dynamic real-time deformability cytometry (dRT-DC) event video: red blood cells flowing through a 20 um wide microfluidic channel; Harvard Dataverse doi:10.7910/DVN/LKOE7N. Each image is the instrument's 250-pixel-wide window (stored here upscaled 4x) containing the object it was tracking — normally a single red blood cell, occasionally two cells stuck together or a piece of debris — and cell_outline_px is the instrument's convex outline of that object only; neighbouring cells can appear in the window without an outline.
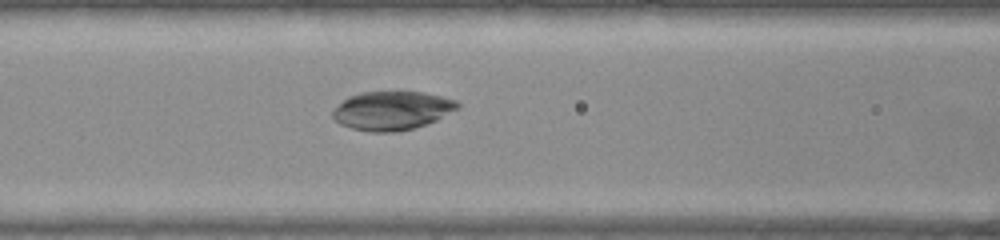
{"species": "common noctule bat (a hibernating species)", "species_latin": "Nyctalus noctula", "temperature_condition": "warm", "stored_images_in_passage": 46, "camera_frame_rate_fps": 3000, "um_per_image_px": 0.085, "animal": {"sex": "female", "body_mass_g": 22.0, "forearm_length_mm": 56.7}, "frame": {"image": 1, "passage_image": 16, "time_ms": 5.0, "image_size_px": [1000, 240], "cell_outline_px": [[460, 108], [436, 120], [412, 128], [396, 132], [368, 132], [352, 128], [340, 124], [332, 116], [332, 112], [348, 96], [360, 92], [424, 92], [456, 100], [460, 104]], "centroid_in_image_um": [33.33, 9.4], "position_along_channel_um": 133.3, "area_um2": 28.03}}
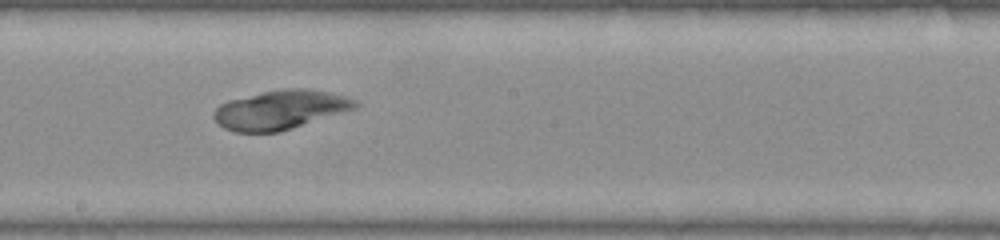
{"frame": {"image": 2, "passage_image": 23, "time_ms": 7.333, "image_size_px": [1000, 240], "cell_outline_px": [[360, 104], [356, 108], [280, 132], [236, 132], [224, 128], [212, 116], [216, 108], [220, 104], [228, 100], [264, 92], [288, 88], [304, 88], [328, 92], [344, 96], [356, 100]], "centroid_in_image_um": [23.83, 9.33], "position_along_channel_um": 224.4, "area_um2": 31.91}}
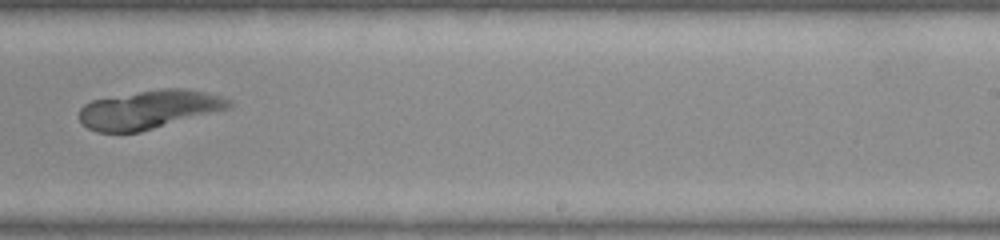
{"frame": {"image": 3, "passage_image": 27, "time_ms": 8.667, "image_size_px": [1000, 240], "cell_outline_px": [[232, 104], [228, 108], [140, 132], [96, 132], [88, 128], [80, 120], [80, 108], [84, 104], [92, 100], [164, 88], [184, 88], [204, 92], [220, 96], [232, 100]], "centroid_in_image_um": [12.66, 9.31], "position_along_channel_um": 276.3, "area_um2": 33.06}}